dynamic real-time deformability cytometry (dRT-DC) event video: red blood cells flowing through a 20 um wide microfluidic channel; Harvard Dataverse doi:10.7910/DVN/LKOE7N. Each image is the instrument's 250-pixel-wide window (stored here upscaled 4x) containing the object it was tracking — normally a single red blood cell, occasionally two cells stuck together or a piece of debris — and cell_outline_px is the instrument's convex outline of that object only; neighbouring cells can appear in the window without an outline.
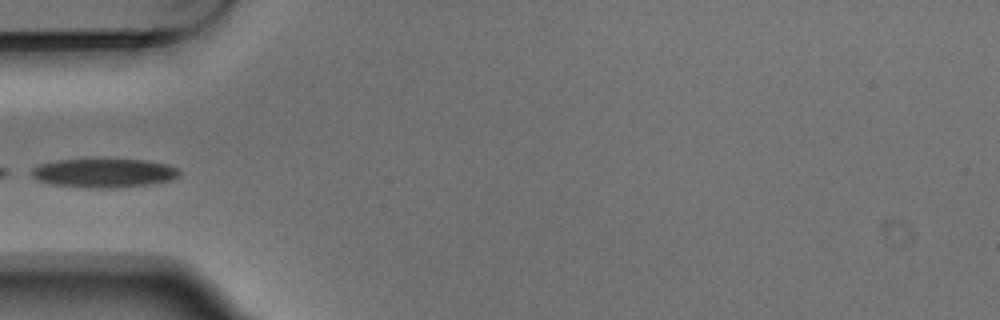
{"species": "Egyptian fruit bat (a non-hibernating species)", "species_latin": "Rousettus aegyptiacus", "temperature_condition": "warm", "stored_images_in_passage": 4, "camera_frame_rate_fps": 3000, "um_per_image_px": 0.085, "animal": {"sex": "male"}, "frame": {"image": 1, "passage_image": 4, "time_ms": 1.0, "image_size_px": [1000, 320], "cell_outline_px": [[180, 172], [176, 176], [168, 180], [148, 184], [116, 188], [88, 188], [52, 184], [36, 180], [32, 176], [32, 168], [40, 164], [56, 160], [148, 160], [168, 164], [180, 168]], "centroid_in_image_um": [8.82, 14.71], "position_along_channel_um": 76.2, "area_um2": 24.74}}